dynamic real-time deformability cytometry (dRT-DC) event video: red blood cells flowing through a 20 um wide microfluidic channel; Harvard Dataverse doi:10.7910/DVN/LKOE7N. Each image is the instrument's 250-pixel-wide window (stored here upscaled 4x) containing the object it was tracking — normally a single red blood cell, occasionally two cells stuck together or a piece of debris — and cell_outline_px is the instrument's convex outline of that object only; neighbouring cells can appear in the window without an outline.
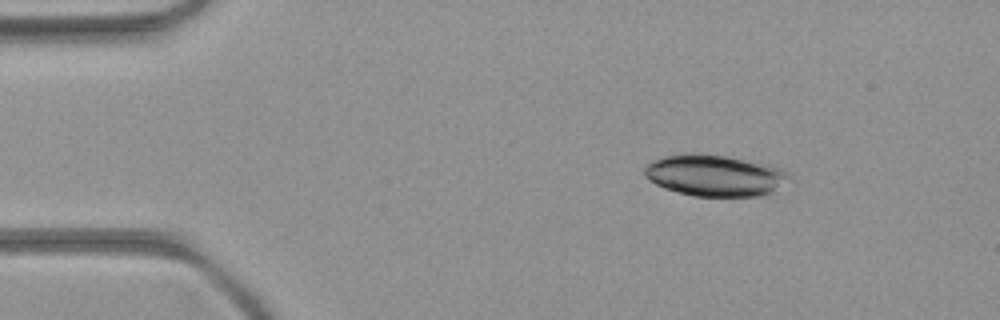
{"species": "common noctule bat (a hibernating species)", "species_latin": "Nyctalus noctula", "temperature_condition": "room temperature", "stored_images_in_passage": 45, "camera_frame_rate_fps": 3000, "um_per_image_px": 0.085, "animal": {"sex": "female", "body_mass_g": 21.9}, "frame": {"image": 1, "passage_image": 1, "time_ms": 0.0, "image_size_px": [1000, 320], "cell_outline_px": [[792, 176], [768, 196], [692, 196], [676, 192], [664, 188], [648, 180], [644, 176], [644, 168], [652, 160], [664, 156], [724, 156], [768, 164], [784, 168]], "centroid_in_image_um": [60.81, 14.96], "position_along_channel_um": 24.2, "area_um2": 34.39}}